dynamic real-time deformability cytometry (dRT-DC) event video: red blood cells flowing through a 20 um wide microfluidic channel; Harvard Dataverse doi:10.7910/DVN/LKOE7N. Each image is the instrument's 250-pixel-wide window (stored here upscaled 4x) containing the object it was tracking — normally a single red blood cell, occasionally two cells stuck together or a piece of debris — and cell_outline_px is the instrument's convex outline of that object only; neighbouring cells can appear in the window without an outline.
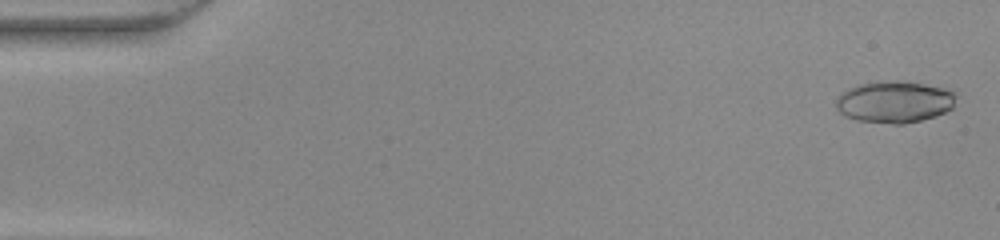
{"species": "common noctule bat (a hibernating species)", "species_latin": "Nyctalus noctula", "temperature_condition": "warm", "stored_images_in_passage": 49, "camera_frame_rate_fps": 3000, "um_per_image_px": 0.085, "animal": {"sex": "female", "body_mass_g": 22.0, "forearm_length_mm": 56.7}, "frame": {"image": 1, "passage_image": 2, "time_ms": 0.333, "image_size_px": [1000, 240], "cell_outline_px": [[956, 96], [952, 108], [936, 116], [904, 124], [892, 124], [856, 120], [844, 116], [836, 108], [836, 96], [848, 88], [856, 84], [876, 80], [904, 80], [924, 84], [940, 88], [952, 92]], "centroid_in_image_um": [75.96, 8.64], "position_along_channel_um": 9.0, "area_um2": 29.54}}
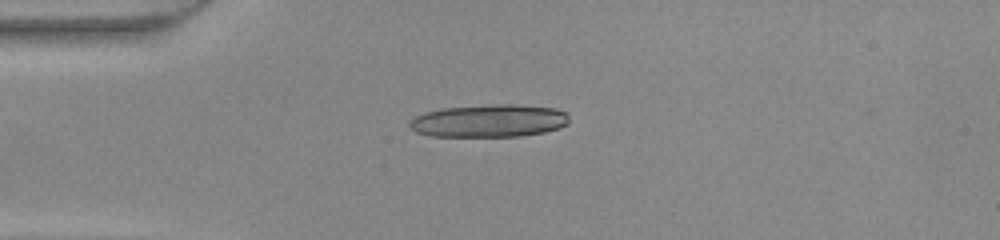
{"frame": {"image": 2, "passage_image": 13, "time_ms": 4.0, "image_size_px": [1000, 240], "cell_outline_px": [[568, 124], [560, 128], [544, 132], [520, 136], [432, 136], [416, 132], [408, 124], [416, 116], [424, 112], [444, 108], [496, 104], [512, 104], [556, 108], [564, 112], [568, 116]], "centroid_in_image_um": [41.6, 10.27], "position_along_channel_um": 43.4, "area_um2": 30.29}}